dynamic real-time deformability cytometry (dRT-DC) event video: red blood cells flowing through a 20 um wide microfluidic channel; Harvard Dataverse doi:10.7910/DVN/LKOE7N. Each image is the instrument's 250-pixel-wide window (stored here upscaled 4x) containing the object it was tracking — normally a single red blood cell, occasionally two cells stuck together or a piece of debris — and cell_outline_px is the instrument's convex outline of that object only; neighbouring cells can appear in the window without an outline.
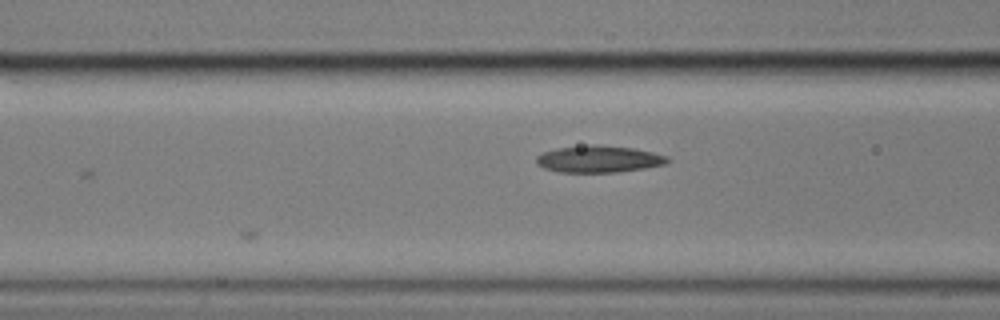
{"species": "common noctule bat (a hibernating species)", "species_latin": "Nyctalus noctula", "temperature_condition": "cold", "stored_images_in_passage": 9, "camera_frame_rate_fps": 3000, "um_per_image_px": 0.085, "animal": {"sex": "male", "body_mass_g": 17.9}, "frame": {"image": 1, "passage_image": 7, "time_ms": 2.0, "image_size_px": [1000, 320], "cell_outline_px": [[668, 160], [664, 164], [644, 168], [616, 172], [560, 172], [544, 168], [536, 164], [536, 156], [544, 152], [556, 148], [592, 144], [600, 144], [632, 148], [652, 152], [668, 156]], "centroid_in_image_um": [50.86, 13.51], "position_along_channel_um": 115.7, "area_um2": 20.46}}
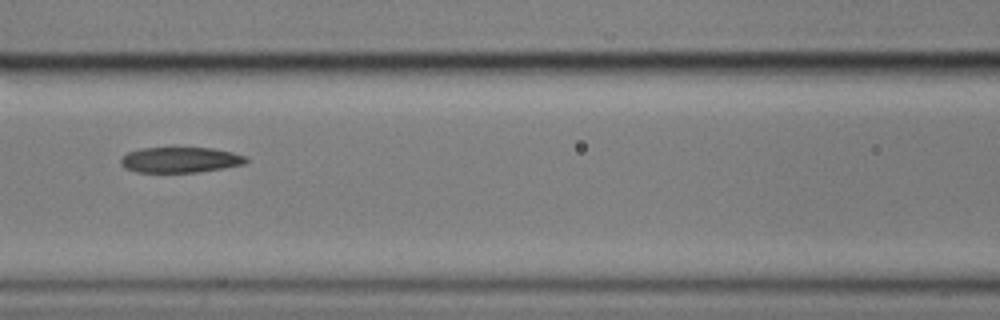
{"frame": {"image": 2, "passage_image": 8, "time_ms": 2.333, "image_size_px": [1000, 320], "cell_outline_px": [[248, 160], [244, 164], [224, 168], [196, 172], [136, 172], [124, 168], [120, 164], [120, 160], [128, 152], [140, 148], [172, 144], [212, 148], [232, 152], [244, 156]], "centroid_in_image_um": [15.27, 13.53], "position_along_channel_um": 151.3, "area_um2": 19.59}}
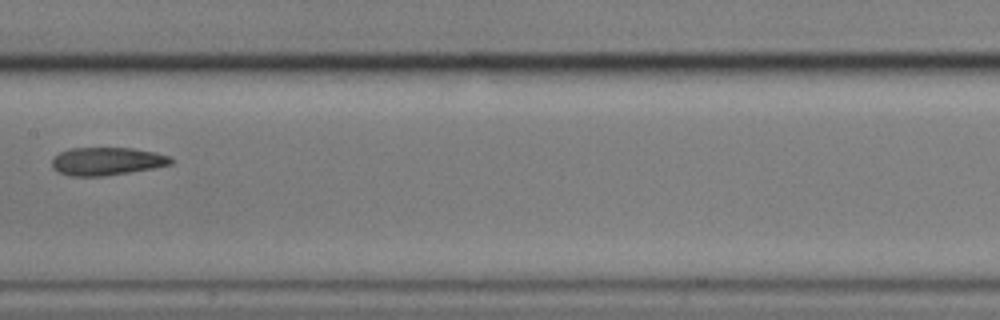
{"frame": {"image": 3, "passage_image": 9, "time_ms": 2.667, "image_size_px": [1000, 320], "cell_outline_px": [[172, 164], [152, 168], [104, 176], [72, 176], [60, 172], [52, 168], [52, 160], [60, 152], [68, 148], [132, 148], [156, 152], [172, 156]], "centroid_in_image_um": [9.1, 13.7], "position_along_channel_um": 198.3, "area_um2": 19.31}}